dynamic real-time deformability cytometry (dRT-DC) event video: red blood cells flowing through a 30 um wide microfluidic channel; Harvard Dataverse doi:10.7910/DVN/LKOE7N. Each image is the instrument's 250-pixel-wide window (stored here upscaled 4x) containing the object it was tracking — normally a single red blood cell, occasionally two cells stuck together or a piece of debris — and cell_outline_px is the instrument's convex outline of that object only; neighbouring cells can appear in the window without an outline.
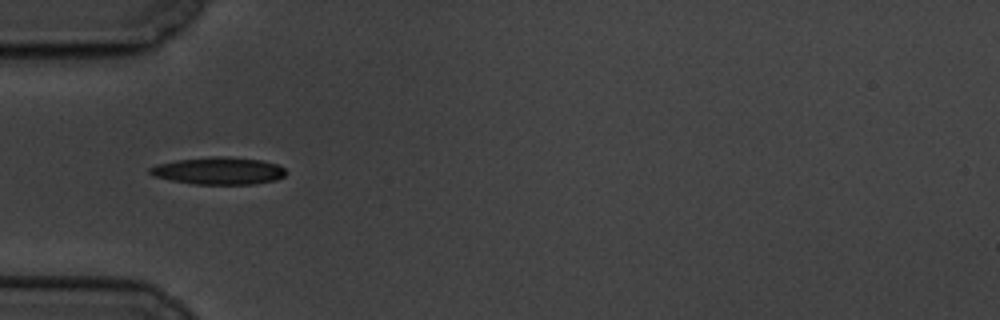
{"species": "common noctule bat (a hibernating species)", "species_latin": "Nyctalus noctula", "temperature_condition": "cold", "stored_images_in_passage": 8, "camera_frame_rate_fps": 3000, "um_per_image_px": 0.085, "animal": {"sex": "male", "body_mass_g": 19.5, "forearm_length_mm": 54.6}, "frame": {"image": 1, "passage_image": 4, "time_ms": 3.333, "image_size_px": [1000, 320], "cell_outline_px": [[288, 172], [284, 176], [276, 180], [252, 184], [196, 184], [172, 180], [156, 176], [148, 172], [148, 168], [156, 164], [176, 160], [212, 156], [224, 156], [260, 160], [276, 164], [284, 168]], "centroid_in_image_um": [18.59, 14.51], "position_along_channel_um": 66.4, "area_um2": 21.56}}
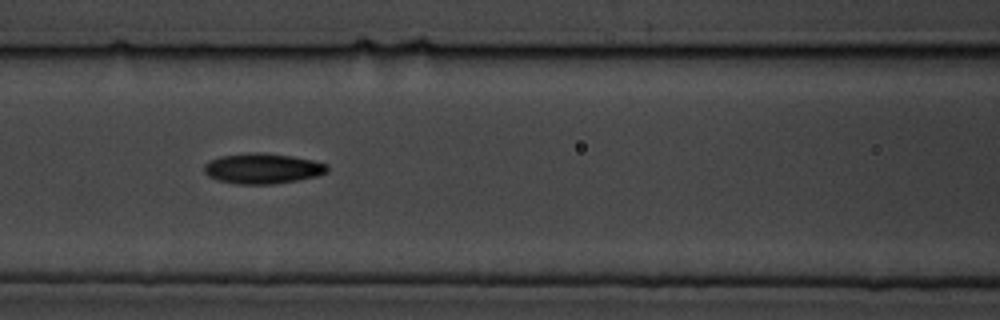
{"frame": {"image": 2, "passage_image": 6, "time_ms": 5.667, "image_size_px": [1000, 320], "cell_outline_px": [[328, 172], [316, 176], [296, 180], [272, 184], [236, 184], [216, 180], [208, 176], [204, 172], [204, 164], [208, 160], [220, 156], [248, 152], [256, 152], [292, 156], [312, 160], [328, 164]], "centroid_in_image_um": [22.28, 14.32], "position_along_channel_um": 144.3, "area_um2": 21.91}}
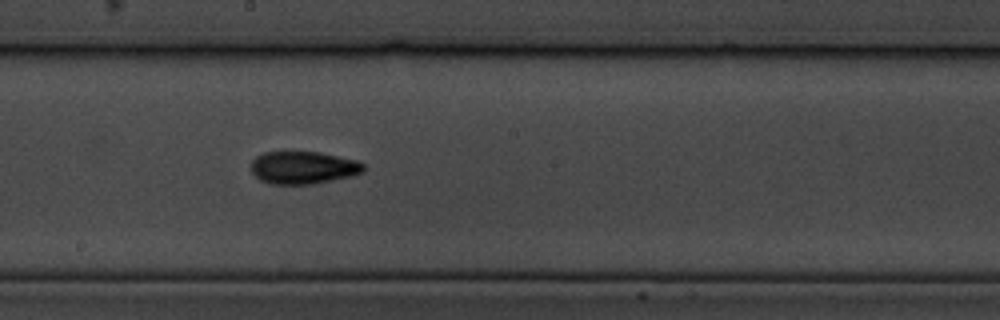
{"frame": {"image": 3, "passage_image": 8, "time_ms": 8.0, "image_size_px": [1000, 320], "cell_outline_px": [[364, 172], [348, 176], [312, 184], [268, 184], [260, 180], [252, 172], [252, 160], [256, 156], [264, 152], [320, 152], [356, 160], [364, 164]], "centroid_in_image_um": [25.75, 14.24], "position_along_channel_um": 222.5, "area_um2": 21.21}}